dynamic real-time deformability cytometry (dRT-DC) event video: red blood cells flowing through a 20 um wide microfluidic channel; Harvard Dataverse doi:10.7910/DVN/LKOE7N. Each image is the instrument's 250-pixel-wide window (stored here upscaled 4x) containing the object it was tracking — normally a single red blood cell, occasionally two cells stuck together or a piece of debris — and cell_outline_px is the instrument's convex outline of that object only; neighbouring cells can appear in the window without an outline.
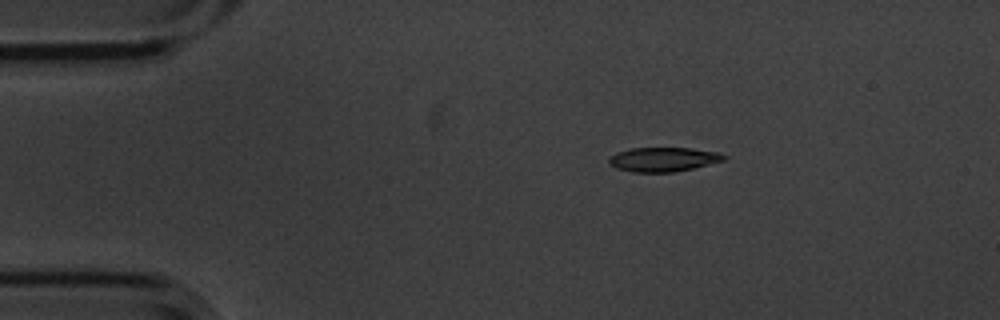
{"species": "common noctule bat (a hibernating species)", "species_latin": "Nyctalus noctula", "temperature_condition": "cold", "stored_images_in_passage": 3, "camera_frame_rate_fps": 3000, "um_per_image_px": 0.085, "animal": {"sex": "male", "body_mass_g": 20.1, "forearm_length_mm": 53.5}, "frame": {"image": 1, "passage_image": 1, "time_ms": 0.0, "image_size_px": [1000, 320], "cell_outline_px": [[728, 156], [724, 160], [676, 172], [632, 172], [616, 168], [608, 164], [608, 156], [616, 152], [628, 148], [692, 148], [720, 152]], "centroid_in_image_um": [56.34, 13.54], "position_along_channel_um": 28.7, "area_um2": 16.47}}